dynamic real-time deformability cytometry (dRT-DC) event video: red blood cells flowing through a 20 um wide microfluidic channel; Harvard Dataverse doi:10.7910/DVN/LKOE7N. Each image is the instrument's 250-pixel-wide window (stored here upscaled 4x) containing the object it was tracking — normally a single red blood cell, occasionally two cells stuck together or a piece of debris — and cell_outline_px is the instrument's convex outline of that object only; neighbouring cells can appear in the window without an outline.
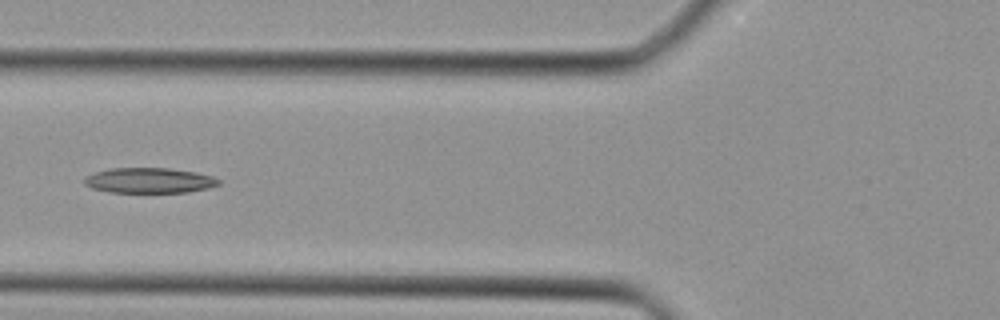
{"species": "Egyptian fruit bat (a non-hibernating species)", "species_latin": "Rousettus aegyptiacus", "temperature_condition": "cold", "stored_images_in_passage": 38, "camera_frame_rate_fps": 3000, "um_per_image_px": 0.085, "animal": {"sex": "female"}, "frame": {"image": 1, "passage_image": 14, "time_ms": 4.333, "image_size_px": [1000, 320], "cell_outline_px": [[220, 184], [208, 188], [188, 192], [112, 192], [92, 188], [84, 184], [84, 176], [108, 168], [168, 168], [196, 172], [212, 176], [220, 180]], "centroid_in_image_um": [12.68, 15.33], "position_along_channel_um": 113.1, "area_um2": 19.77}}
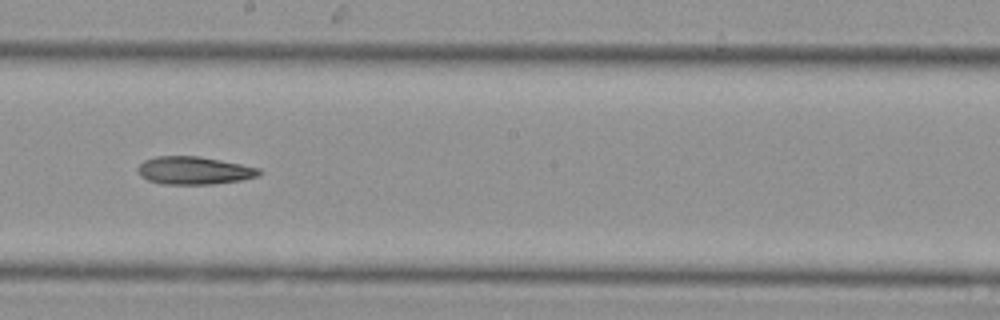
{"frame": {"image": 2, "passage_image": 21, "time_ms": 6.667, "image_size_px": [1000, 320], "cell_outline_px": [[264, 172], [260, 176], [240, 180], [212, 184], [164, 184], [148, 180], [140, 176], [140, 164], [144, 160], [156, 156], [200, 156], [260, 168]], "centroid_in_image_um": [16.55, 14.49], "position_along_channel_um": 231.7, "area_um2": 19.59}}
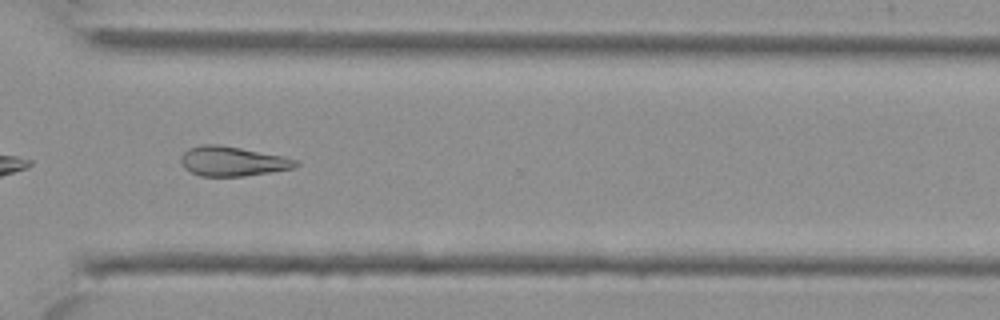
{"frame": {"image": 3, "passage_image": 28, "time_ms": 9.0, "image_size_px": [1000, 320], "cell_outline_px": [[300, 164], [292, 168], [244, 176], [200, 176], [184, 168], [180, 160], [180, 156], [188, 148], [200, 144], [220, 144], [284, 156], [296, 160]], "centroid_in_image_um": [19.72, 13.69], "position_along_channel_um": 350.9, "area_um2": 19.83}}